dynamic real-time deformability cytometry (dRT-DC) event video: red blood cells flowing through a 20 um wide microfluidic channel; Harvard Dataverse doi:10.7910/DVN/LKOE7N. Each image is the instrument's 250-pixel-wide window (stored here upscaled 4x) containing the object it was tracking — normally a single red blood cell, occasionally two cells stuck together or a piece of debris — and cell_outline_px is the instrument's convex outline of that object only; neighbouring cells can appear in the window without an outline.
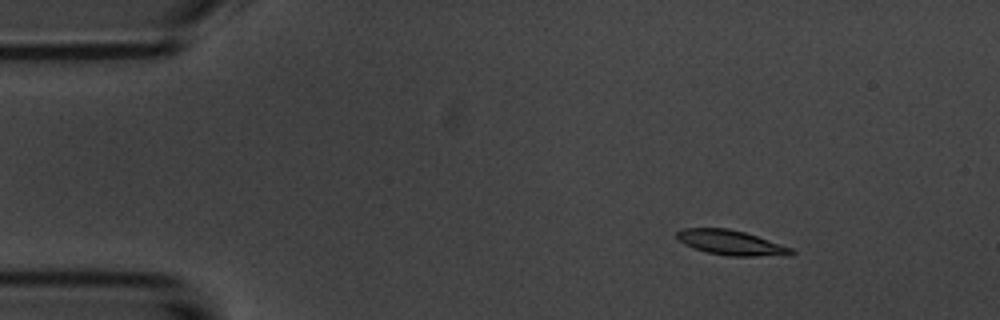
{"species": "common noctule bat (a hibernating species)", "species_latin": "Nyctalus noctula", "temperature_condition": "room temperature", "stored_images_in_passage": 8, "camera_frame_rate_fps": 3000, "um_per_image_px": 0.085, "animal": {"sex": "male", "body_mass_g": 20.1, "forearm_length_mm": 53.5}, "frame": {"image": 1, "passage_image": 3, "time_ms": 2.333, "image_size_px": [1000, 320], "cell_outline_px": [[796, 252], [792, 256], [728, 256], [704, 252], [692, 248], [684, 244], [676, 236], [676, 232], [684, 228], [728, 228], [744, 232], [792, 248]], "centroid_in_image_um": [62.15, 20.64], "position_along_channel_um": 22.9, "area_um2": 16.7}}
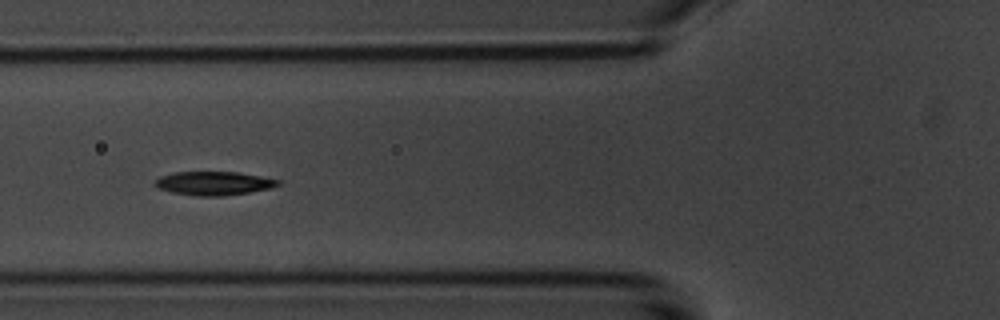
{"frame": {"image": 2, "passage_image": 7, "time_ms": 6.667, "image_size_px": [1000, 320], "cell_outline_px": [[280, 184], [272, 188], [224, 196], [196, 196], [172, 192], [160, 188], [152, 184], [160, 176], [172, 172], [240, 172], [280, 180]], "centroid_in_image_um": [18.17, 15.57], "position_along_channel_um": 107.6, "area_um2": 16.99}}
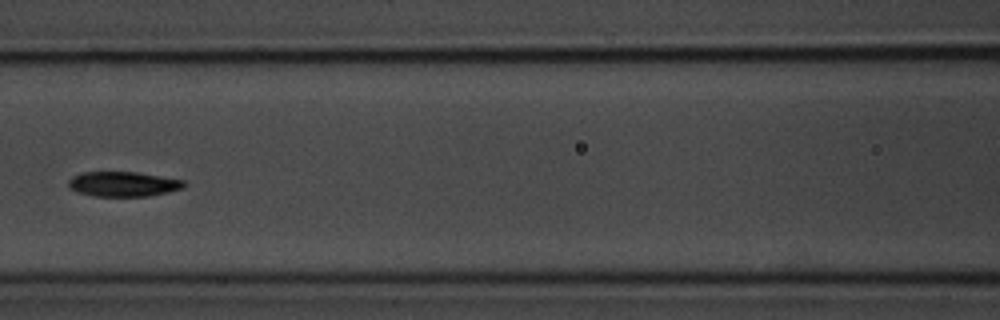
{"frame": {"image": 3, "passage_image": 8, "time_ms": 8.0, "image_size_px": [1000, 320], "cell_outline_px": [[184, 184], [180, 188], [168, 192], [148, 196], [92, 196], [76, 192], [68, 188], [68, 180], [72, 176], [84, 172], [136, 172], [184, 180]], "centroid_in_image_um": [10.39, 15.65], "position_along_channel_um": 156.2, "area_um2": 16.7}}